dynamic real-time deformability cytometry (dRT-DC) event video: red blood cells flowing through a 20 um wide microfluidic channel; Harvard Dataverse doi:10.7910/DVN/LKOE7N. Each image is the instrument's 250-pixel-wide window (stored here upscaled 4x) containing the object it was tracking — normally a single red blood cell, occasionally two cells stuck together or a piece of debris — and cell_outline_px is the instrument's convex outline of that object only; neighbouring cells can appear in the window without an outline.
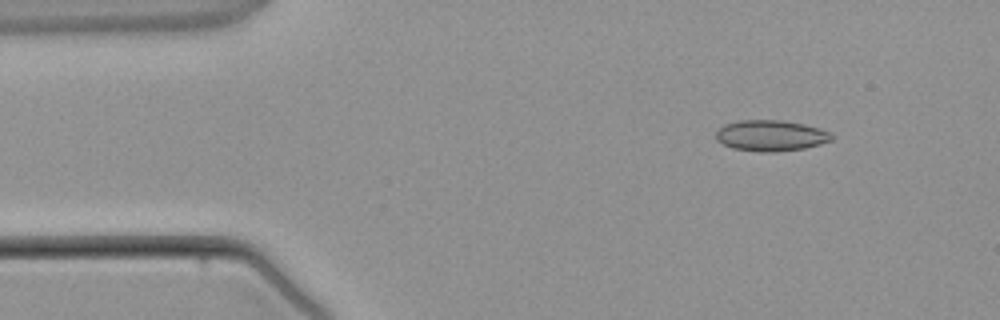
{"species": "common noctule bat (a hibernating species)", "species_latin": "Nyctalus noctula", "temperature_condition": "warm", "stored_images_in_passage": 4, "camera_frame_rate_fps": 3000, "um_per_image_px": 0.085, "animal": {"sex": "male", "body_mass_g": 21.5, "forearm_length_mm": 52.0}, "frame": {"image": 1, "passage_image": 1, "time_ms": 0.0, "image_size_px": [1000, 320], "cell_outline_px": [[832, 140], [820, 144], [804, 148], [776, 152], [756, 152], [732, 148], [716, 140], [716, 128], [724, 124], [736, 120], [780, 120], [804, 124], [820, 128], [828, 132], [832, 136]], "centroid_in_image_um": [65.46, 11.52], "position_along_channel_um": 19.5, "area_um2": 21.04}}
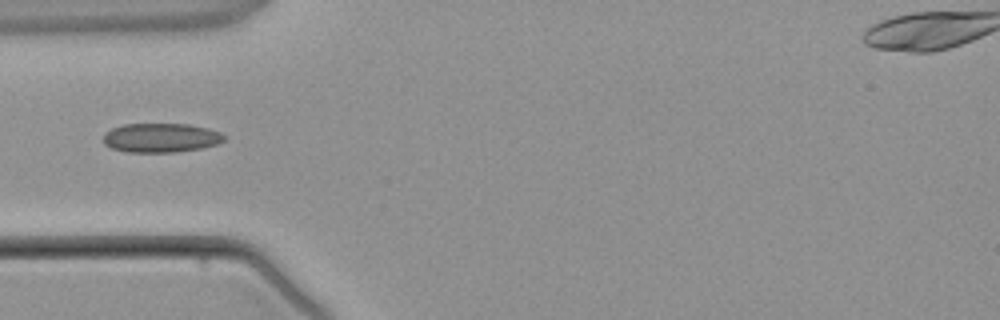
{"frame": {"image": 2, "passage_image": 3, "time_ms": 2.667, "image_size_px": [1000, 320], "cell_outline_px": [[228, 136], [224, 140], [216, 144], [200, 148], [176, 152], [128, 152], [112, 148], [104, 144], [104, 132], [112, 128], [124, 124], [188, 124], [208, 128], [220, 132]], "centroid_in_image_um": [13.68, 11.7], "position_along_channel_um": 71.3, "area_um2": 20.58}}
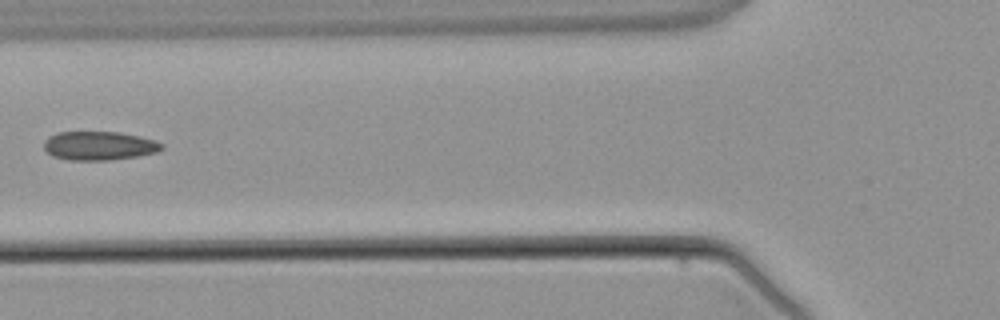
{"frame": {"image": 3, "passage_image": 4, "time_ms": 3.667, "image_size_px": [1000, 320], "cell_outline_px": [[164, 148], [156, 152], [136, 156], [108, 160], [68, 160], [52, 156], [44, 148], [44, 140], [48, 136], [56, 132], [120, 132], [140, 136], [156, 140], [164, 144]], "centroid_in_image_um": [8.42, 12.38], "position_along_channel_um": 117.4, "area_um2": 19.88}}